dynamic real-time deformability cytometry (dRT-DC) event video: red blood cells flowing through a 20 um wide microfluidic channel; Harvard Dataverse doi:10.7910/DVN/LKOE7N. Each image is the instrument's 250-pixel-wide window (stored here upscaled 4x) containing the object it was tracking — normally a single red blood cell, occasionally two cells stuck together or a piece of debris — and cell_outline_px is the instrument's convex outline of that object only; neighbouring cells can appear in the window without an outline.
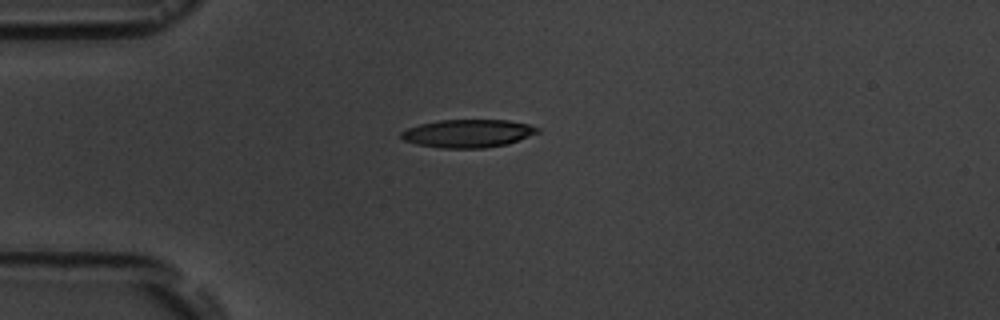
{"species": "common noctule bat (a hibernating species)", "species_latin": "Nyctalus noctula", "temperature_condition": "room temperature", "stored_images_in_passage": 1, "camera_frame_rate_fps": 3000, "um_per_image_px": 0.085, "animal": {"sex": "male", "body_mass_g": 19.5, "forearm_length_mm": 54.6}, "frame": {"image": 1, "passage_image": 1, "time_ms": 0.0, "image_size_px": [1000, 320], "cell_outline_px": [[540, 132], [508, 144], [484, 148], [440, 148], [416, 144], [404, 140], [400, 136], [400, 132], [408, 128], [420, 124], [440, 120], [508, 120], [528, 124], [540, 128]], "centroid_in_image_um": [39.78, 11.34], "position_along_channel_um": 45.2, "area_um2": 22.31}}